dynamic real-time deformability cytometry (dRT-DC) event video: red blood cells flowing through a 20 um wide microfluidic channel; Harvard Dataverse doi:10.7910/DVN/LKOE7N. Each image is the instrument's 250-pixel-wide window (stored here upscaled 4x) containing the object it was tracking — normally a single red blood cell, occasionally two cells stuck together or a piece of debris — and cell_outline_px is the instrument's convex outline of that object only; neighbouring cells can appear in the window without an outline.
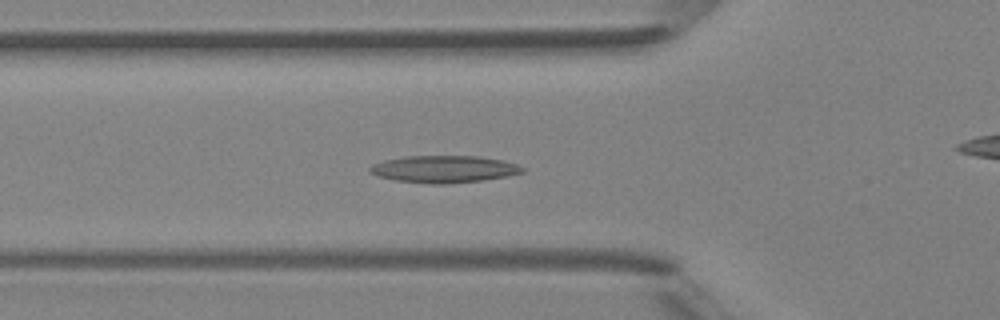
{"species": "Egyptian fruit bat (a non-hibernating species)", "species_latin": "Rousettus aegyptiacus", "temperature_condition": "room temperature", "stored_images_in_passage": 40, "camera_frame_rate_fps": 3000, "um_per_image_px": 0.085, "animal": {"sex": "female"}, "frame": {"image": 1, "passage_image": 8, "time_ms": 2.333, "image_size_px": [1000, 320], "cell_outline_px": [[524, 172], [508, 176], [480, 180], [444, 184], [432, 184], [396, 180], [380, 176], [368, 172], [368, 168], [372, 164], [384, 160], [404, 156], [480, 156], [504, 160], [516, 164], [524, 168]], "centroid_in_image_um": [37.73, 14.36], "position_along_channel_um": 88.1, "area_um2": 24.04}}
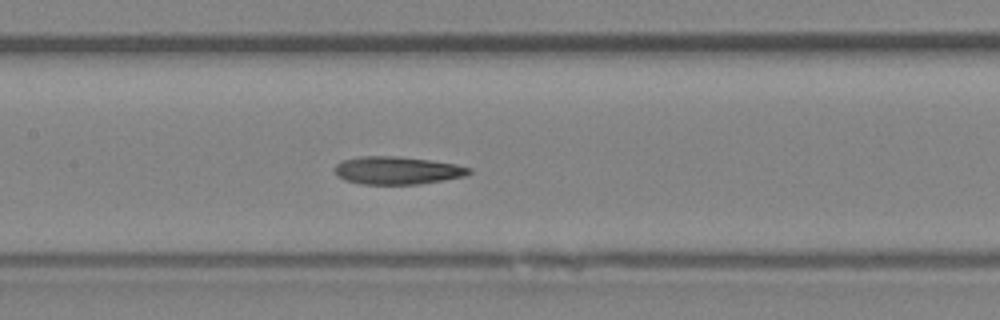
{"frame": {"image": 2, "passage_image": 14, "time_ms": 4.333, "image_size_px": [1000, 320], "cell_outline_px": [[472, 172], [464, 176], [444, 180], [420, 184], [360, 184], [344, 180], [336, 176], [336, 164], [344, 160], [360, 156], [396, 156], [428, 160], [456, 164], [472, 168]], "centroid_in_image_um": [33.77, 14.49], "position_along_channel_um": 173.6, "area_um2": 21.73}}
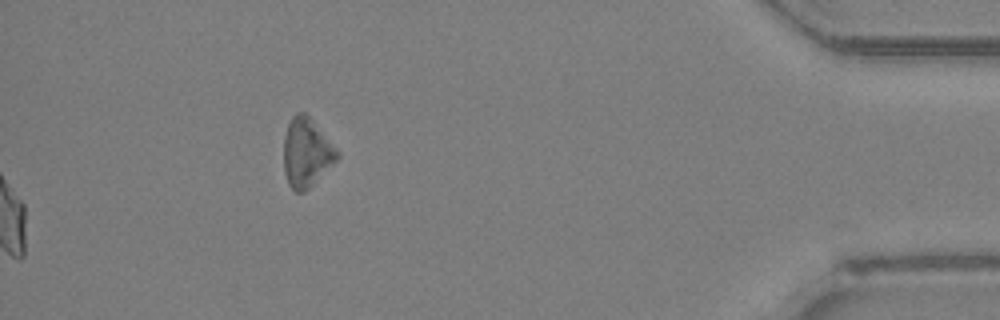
{"frame": {"image": 3, "passage_image": 40, "time_ms": 13.0, "image_size_px": [1000, 320], "cell_outline_px": [[340, 156], [304, 192], [296, 192], [288, 184], [284, 172], [284, 136], [288, 124], [292, 116], [296, 112], [304, 112], [308, 116], [340, 152]], "centroid_in_image_um": [26.03, 12.96], "position_along_channel_um": 409.2, "area_um2": 21.1}, "authors_computed_cell_mechanics": {"area_um2": 21.7328, "velocity_mm_per_s": 4.2754, "shape_relaxation_time_tau1_ms": null, "shape_relaxation_time_tau2_ms": 3.284, "deformation_change_tau1": null, "deformation_change_tau2": 0.1224}}